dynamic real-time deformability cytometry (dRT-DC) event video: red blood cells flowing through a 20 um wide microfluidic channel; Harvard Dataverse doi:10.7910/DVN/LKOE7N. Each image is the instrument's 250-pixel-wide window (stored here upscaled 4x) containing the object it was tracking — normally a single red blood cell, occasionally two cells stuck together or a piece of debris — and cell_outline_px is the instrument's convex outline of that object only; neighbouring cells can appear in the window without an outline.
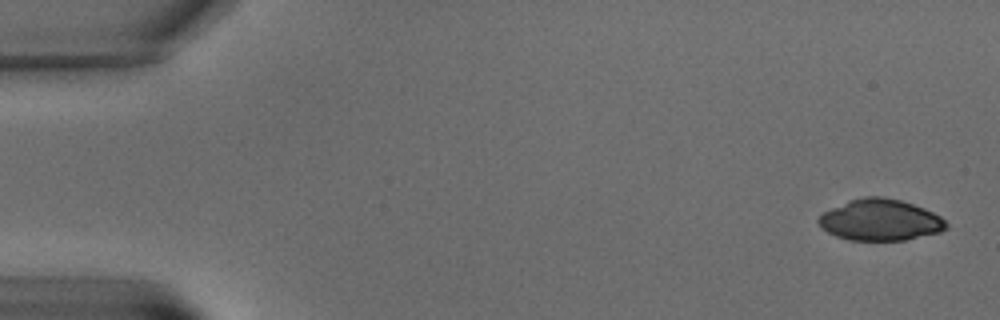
{"species": "common noctule bat (a hibernating species)", "species_latin": "Nyctalus noctula", "temperature_condition": "warm", "stored_images_in_passage": 7, "camera_frame_rate_fps": 3000, "um_per_image_px": 0.085, "animal": {"sex": "male", "body_mass_g": 15.6}, "frame": {"image": 1, "passage_image": 1, "time_ms": 0.0, "image_size_px": [1000, 320], "cell_outline_px": [[948, 228], [940, 232], [904, 240], [848, 240], [836, 236], [828, 232], [816, 220], [824, 212], [848, 200], [864, 196], [884, 196], [900, 200], [924, 208], [940, 216], [948, 224]], "centroid_in_image_um": [74.83, 18.69], "position_along_channel_um": 10.2, "area_um2": 30.63}}